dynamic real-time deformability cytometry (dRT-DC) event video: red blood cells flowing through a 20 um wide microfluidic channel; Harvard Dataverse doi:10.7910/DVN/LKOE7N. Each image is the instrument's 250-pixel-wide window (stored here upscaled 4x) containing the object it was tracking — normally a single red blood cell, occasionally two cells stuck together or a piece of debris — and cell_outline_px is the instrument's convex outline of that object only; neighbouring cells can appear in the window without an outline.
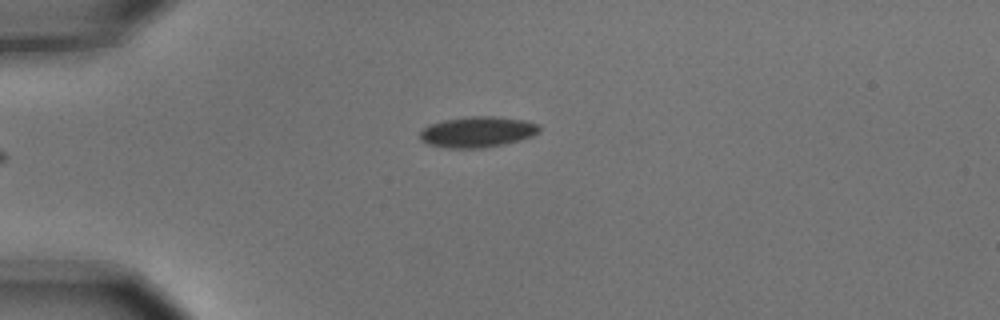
{"species": "common noctule bat (a hibernating species)", "species_latin": "Nyctalus noctula", "temperature_condition": "cold", "stored_images_in_passage": 6, "camera_frame_rate_fps": 3000, "um_per_image_px": 0.085, "animal": {"sex": "male", "body_mass_g": 15.6}, "frame": {"image": 1, "passage_image": 6, "time_ms": 1.667, "image_size_px": [1000, 320], "cell_outline_px": [[540, 132], [532, 136], [520, 140], [504, 144], [480, 148], [444, 148], [428, 144], [420, 140], [420, 132], [428, 124], [444, 120], [468, 116], [492, 116], [524, 120], [540, 124]], "centroid_in_image_um": [40.58, 11.21], "position_along_channel_um": 44.4, "area_um2": 21.56}}